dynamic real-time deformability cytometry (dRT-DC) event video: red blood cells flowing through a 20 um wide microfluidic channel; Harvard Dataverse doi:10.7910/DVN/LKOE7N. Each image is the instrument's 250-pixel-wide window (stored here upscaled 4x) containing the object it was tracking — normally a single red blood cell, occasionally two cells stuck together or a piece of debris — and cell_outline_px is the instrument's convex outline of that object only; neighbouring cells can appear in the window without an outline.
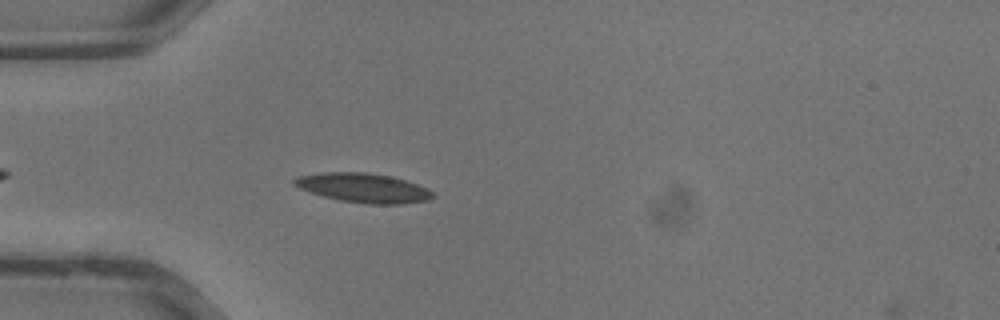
{"species": "common noctule bat (a hibernating species)", "species_latin": "Nyctalus noctula", "temperature_condition": "warm", "stored_images_in_passage": 28, "camera_frame_rate_fps": 3000, "um_per_image_px": 0.085, "animal": {"sex": "male", "body_mass_g": 13.3}, "frame": {"image": 1, "passage_image": 3, "time_ms": 0.667, "image_size_px": [1000, 320], "cell_outline_px": [[436, 196], [428, 200], [400, 204], [364, 204], [340, 200], [324, 196], [300, 188], [292, 184], [292, 180], [296, 176], [320, 172], [368, 172], [392, 176], [428, 188], [436, 192]], "centroid_in_image_um": [30.91, 15.96], "position_along_channel_um": 54.1, "area_um2": 23.87}}
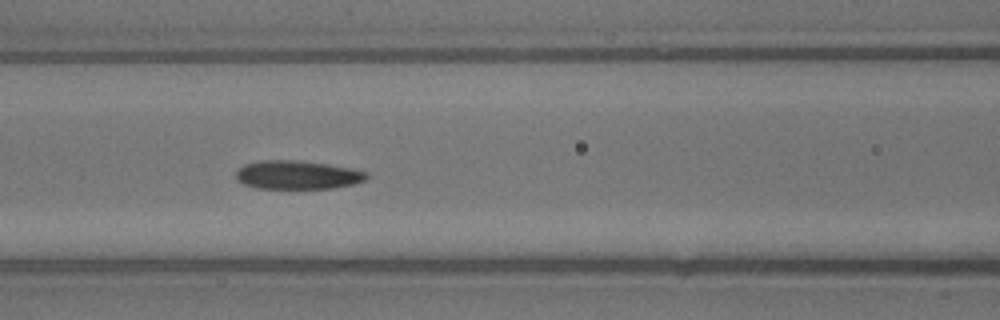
{"frame": {"image": 2, "passage_image": 8, "time_ms": 2.333, "image_size_px": [1000, 320], "cell_outline_px": [[368, 176], [364, 180], [352, 184], [332, 188], [256, 188], [244, 184], [236, 180], [236, 172], [244, 164], [260, 160], [296, 160], [328, 164], [352, 168], [368, 172]], "centroid_in_image_um": [25.26, 14.86], "position_along_channel_um": 141.3, "area_um2": 21.73}}
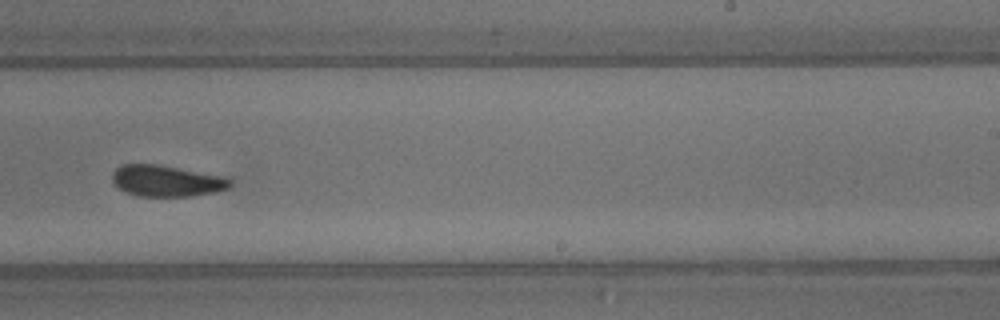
{"frame": {"image": 3, "passage_image": 15, "time_ms": 4.667, "image_size_px": [1000, 320], "cell_outline_px": [[232, 184], [228, 188], [212, 192], [192, 196], [136, 196], [116, 188], [112, 180], [112, 172], [116, 168], [124, 164], [156, 164], [220, 176], [232, 180]], "centroid_in_image_um": [14.08, 15.38], "position_along_channel_um": 274.9, "area_um2": 21.27}}